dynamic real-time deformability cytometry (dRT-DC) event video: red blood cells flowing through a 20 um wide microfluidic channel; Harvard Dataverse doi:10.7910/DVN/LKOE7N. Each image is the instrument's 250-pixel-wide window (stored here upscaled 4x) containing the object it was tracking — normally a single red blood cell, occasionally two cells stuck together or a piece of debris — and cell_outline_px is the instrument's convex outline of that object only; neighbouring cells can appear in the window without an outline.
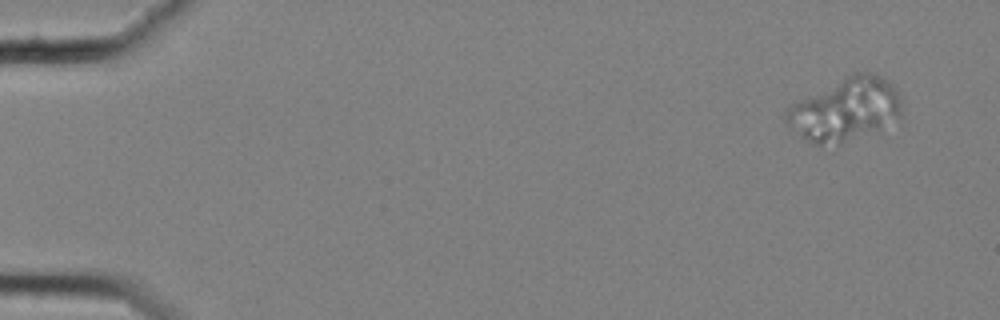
{"species": "common noctule bat (a hibernating species)", "species_latin": "Nyctalus noctula", "temperature_condition": "cold", "stored_images_in_passage": 10, "camera_frame_rate_fps": 3000, "um_per_image_px": 0.085, "animal": {"sex": "female", "body_mass_g": 25.1}, "frame": {"image": 1, "passage_image": 1, "time_ms": 0.0, "image_size_px": [1000, 320], "cell_outline_px": [[900, 116], [876, 128], [840, 144], [816, 144], [804, 140], [780, 116], [792, 104], [852, 72], [868, 72], [888, 80], [896, 88], [900, 96]], "centroid_in_image_um": [71.79, 9.28], "position_along_channel_um": 13.2, "area_um2": 41.5}}